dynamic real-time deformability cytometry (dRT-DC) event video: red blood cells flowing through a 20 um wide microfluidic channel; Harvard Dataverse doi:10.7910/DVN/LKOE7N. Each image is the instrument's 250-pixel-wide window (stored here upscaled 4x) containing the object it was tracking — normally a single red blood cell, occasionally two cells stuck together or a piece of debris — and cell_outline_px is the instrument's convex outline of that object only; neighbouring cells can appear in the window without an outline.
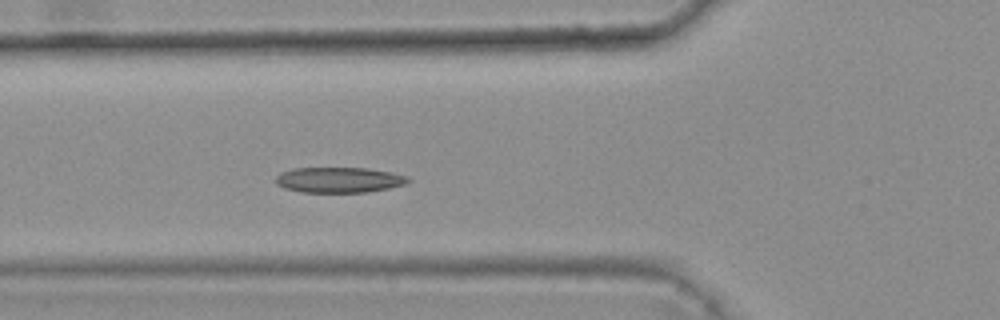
{"species": "common noctule bat (a hibernating species)", "species_latin": "Nyctalus noctula", "temperature_condition": "warm", "stored_images_in_passage": 5, "camera_frame_rate_fps": 3000, "um_per_image_px": 0.085, "animal": {"sex": "female", "body_mass_g": 25.1}, "frame": {"image": 1, "passage_image": 5, "time_ms": 1.333, "image_size_px": [1000, 320], "cell_outline_px": [[412, 180], [408, 184], [368, 192], [300, 192], [284, 188], [276, 184], [276, 176], [280, 172], [292, 168], [368, 168], [392, 172], [408, 176]], "centroid_in_image_um": [28.84, 15.29], "position_along_channel_um": 97.0, "area_um2": 19.88}}